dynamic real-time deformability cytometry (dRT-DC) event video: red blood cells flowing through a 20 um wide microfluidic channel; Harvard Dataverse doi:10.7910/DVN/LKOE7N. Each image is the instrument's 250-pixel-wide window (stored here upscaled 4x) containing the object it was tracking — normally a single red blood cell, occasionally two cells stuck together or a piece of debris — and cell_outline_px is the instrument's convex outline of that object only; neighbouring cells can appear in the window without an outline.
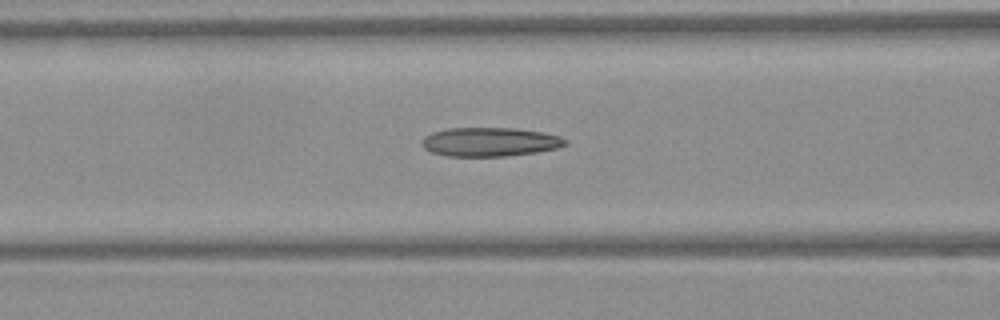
{"species": "Egyptian fruit bat (a non-hibernating species)", "species_latin": "Rousettus aegyptiacus", "temperature_condition": "warm", "stored_images_in_passage": 5, "camera_frame_rate_fps": 3000, "um_per_image_px": 0.085, "frame": {"image": 1, "passage_image": 4, "time_ms": 1.0, "image_size_px": [1000, 320], "cell_outline_px": [[568, 144], [556, 148], [536, 152], [508, 156], [448, 156], [432, 152], [424, 148], [420, 144], [420, 140], [424, 136], [432, 132], [444, 128], [516, 128], [540, 132], [560, 136], [568, 140]], "centroid_in_image_um": [41.6, 12.06], "position_along_channel_um": 125.0, "area_um2": 24.33}}